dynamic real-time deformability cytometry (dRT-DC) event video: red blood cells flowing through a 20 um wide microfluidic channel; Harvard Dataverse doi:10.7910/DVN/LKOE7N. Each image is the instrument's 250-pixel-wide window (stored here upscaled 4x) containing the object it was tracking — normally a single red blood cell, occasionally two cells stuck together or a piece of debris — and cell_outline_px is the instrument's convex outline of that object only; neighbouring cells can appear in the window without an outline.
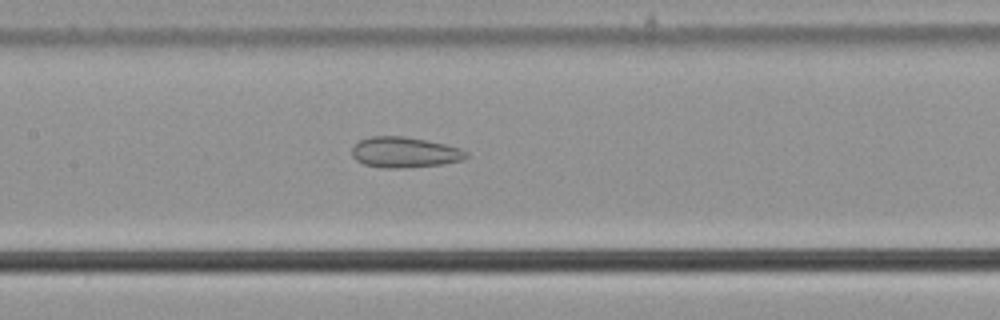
{"species": "common noctule bat (a hibernating species)", "species_latin": "Nyctalus noctula", "temperature_condition": "cold", "stored_images_in_passage": 40, "camera_frame_rate_fps": 3000, "um_per_image_px": 0.085, "animal": {"sex": "male", "body_mass_g": 21.5, "forearm_length_mm": 52.0}, "frame": {"image": 1, "passage_image": 15, "time_ms": 4.667, "image_size_px": [1000, 320], "cell_outline_px": [[468, 156], [460, 160], [440, 164], [400, 168], [380, 168], [364, 164], [356, 160], [352, 156], [352, 148], [360, 140], [372, 136], [404, 136], [444, 144], [460, 148], [468, 152]], "centroid_in_image_um": [34.36, 12.95], "position_along_channel_um": 173.0, "area_um2": 20.17}}
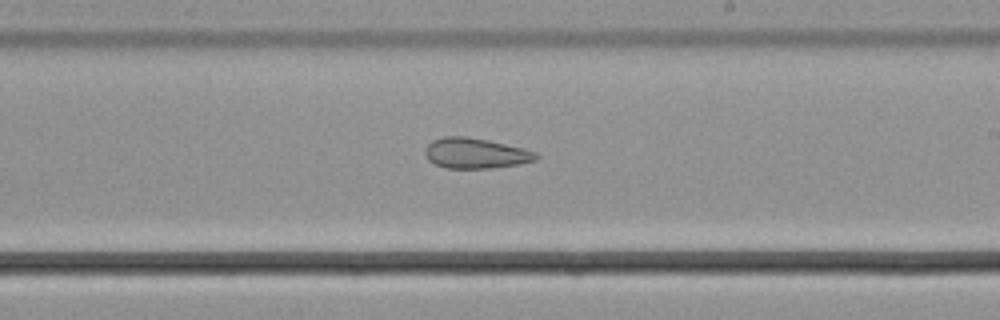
{"frame": {"image": 2, "passage_image": 21, "time_ms": 6.667, "image_size_px": [1000, 320], "cell_outline_px": [[540, 156], [536, 160], [520, 164], [492, 168], [448, 168], [436, 164], [428, 160], [424, 152], [428, 144], [432, 140], [444, 136], [464, 136], [488, 140], [524, 148], [536, 152]], "centroid_in_image_um": [40.44, 13.02], "position_along_channel_um": 248.6, "area_um2": 19.71}}
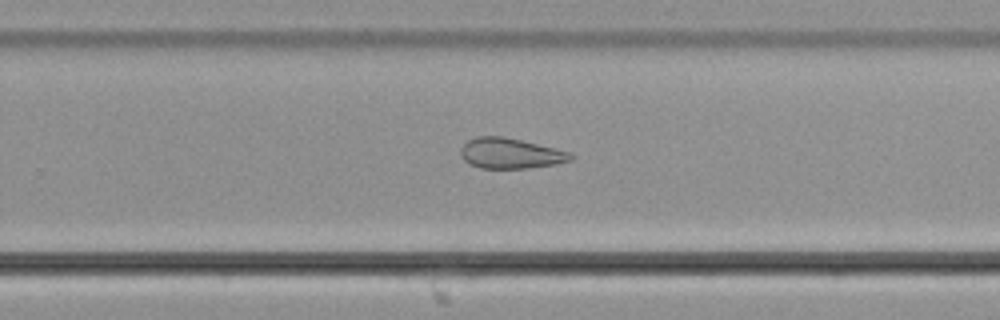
{"frame": {"image": 3, "passage_image": 24, "time_ms": 7.667, "image_size_px": [1000, 320], "cell_outline_px": [[572, 160], [556, 164], [528, 168], [480, 168], [464, 160], [460, 152], [460, 148], [468, 140], [476, 136], [504, 136], [568, 152], [572, 156]], "centroid_in_image_um": [43.34, 13.03], "position_along_channel_um": 286.5, "area_um2": 19.19}, "authors_computed_cell_mechanics": {"area_um2": 21.4727, "velocity_mm_per_s": 3.7926, "shape_relaxation_time_tau1_ms": null, "shape_relaxation_time_tau2_ms": 4.633, "deformation_change_tau1": null, "deformation_change_tau2": 0.1284}}